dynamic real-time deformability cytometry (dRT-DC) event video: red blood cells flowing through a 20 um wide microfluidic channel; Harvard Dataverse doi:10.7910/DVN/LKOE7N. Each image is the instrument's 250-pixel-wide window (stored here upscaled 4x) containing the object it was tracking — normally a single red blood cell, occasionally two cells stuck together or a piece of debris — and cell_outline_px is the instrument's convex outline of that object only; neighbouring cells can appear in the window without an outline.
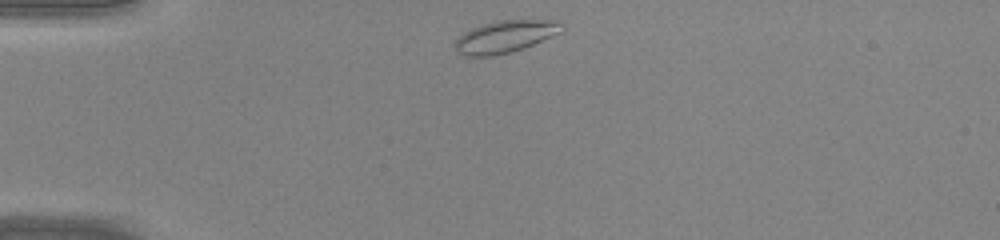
{"species": "common noctule bat (a hibernating species)", "species_latin": "Nyctalus noctula", "temperature_condition": "warm", "stored_images_in_passage": 29, "camera_frame_rate_fps": 3000, "um_per_image_px": 0.085, "animal": {"sex": "male", "body_mass_g": 20.0, "forearm_length_mm": 53.3}, "frame": {"image": 1, "passage_image": 1, "time_ms": 0.0, "image_size_px": [1000, 240], "cell_outline_px": [[564, 28], [560, 32], [532, 44], [508, 52], [492, 56], [468, 56], [460, 52], [456, 48], [456, 40], [464, 32], [472, 28], [496, 20], [556, 20]], "centroid_in_image_um": [42.93, 3.09], "position_along_channel_um": 42.1, "area_um2": 19.36}}
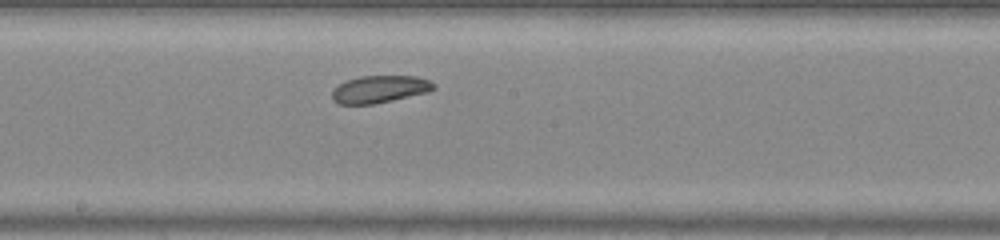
{"frame": {"image": 2, "passage_image": 15, "time_ms": 4.667, "image_size_px": [1000, 240], "cell_outline_px": [[436, 88], [428, 92], [392, 100], [372, 104], [336, 104], [332, 100], [332, 88], [348, 80], [360, 76], [416, 76], [428, 80], [436, 84]], "centroid_in_image_um": [32.26, 7.58], "position_along_channel_um": 215.9, "area_um2": 16.18}}
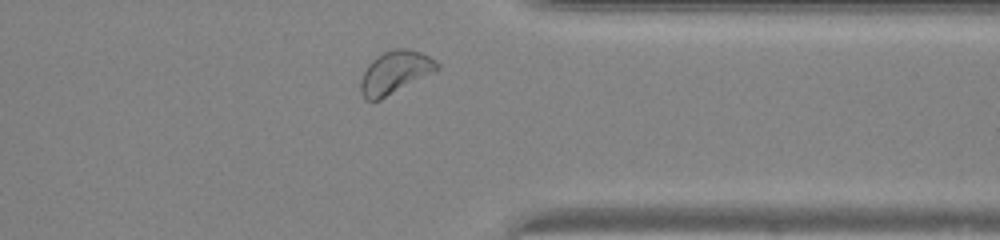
{"frame": {"image": 3, "passage_image": 26, "time_ms": 8.333, "image_size_px": [1000, 240], "cell_outline_px": [[440, 68], [380, 100], [364, 100], [360, 92], [360, 80], [368, 64], [376, 56], [384, 52], [396, 48], [404, 48], [420, 52], [436, 60], [440, 64]], "centroid_in_image_um": [33.55, 6.15], "position_along_channel_um": 377.9, "area_um2": 18.84}}